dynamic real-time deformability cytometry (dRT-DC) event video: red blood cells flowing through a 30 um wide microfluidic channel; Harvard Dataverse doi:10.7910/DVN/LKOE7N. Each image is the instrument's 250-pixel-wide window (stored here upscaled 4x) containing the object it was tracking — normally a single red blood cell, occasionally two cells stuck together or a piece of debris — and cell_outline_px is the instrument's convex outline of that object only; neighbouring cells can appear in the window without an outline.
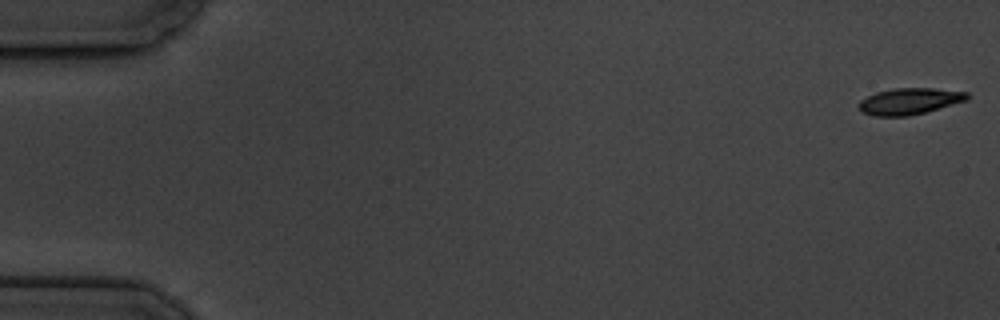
{"species": "common noctule bat (a hibernating species)", "species_latin": "Nyctalus noctula", "temperature_condition": "cold", "stored_images_in_passage": 6, "camera_frame_rate_fps": 3000, "um_per_image_px": 0.085, "animal": {"sex": "male", "body_mass_g": 19.5, "forearm_length_mm": 54.6}, "frame": {"image": 1, "passage_image": 1, "time_ms": 0.0, "image_size_px": [1000, 320], "cell_outline_px": [[968, 100], [924, 112], [908, 116], [872, 116], [856, 108], [860, 100], [876, 92], [892, 88], [932, 88], [968, 92]], "centroid_in_image_um": [77.27, 8.6], "position_along_channel_um": 7.7, "area_um2": 16.65}}
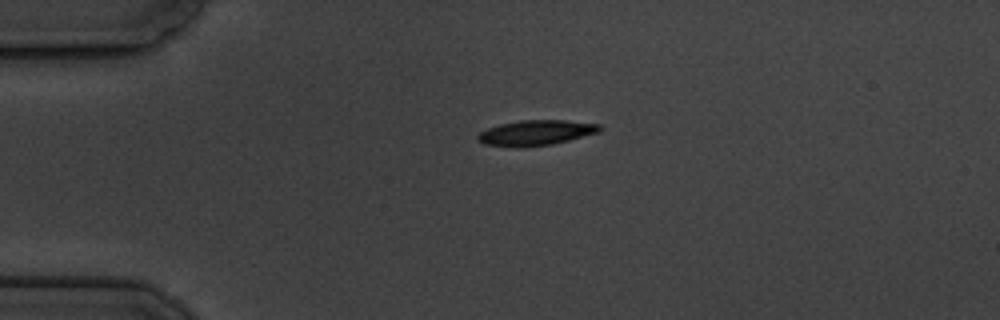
{"frame": {"image": 2, "passage_image": 5, "time_ms": 4.333, "image_size_px": [1000, 320], "cell_outline_px": [[604, 128], [600, 132], [552, 144], [520, 148], [516, 148], [484, 144], [476, 140], [476, 136], [480, 132], [488, 128], [500, 124], [520, 120], [564, 120], [600, 124]], "centroid_in_image_um": [45.54, 11.29], "position_along_channel_um": 39.5, "area_um2": 18.15}}